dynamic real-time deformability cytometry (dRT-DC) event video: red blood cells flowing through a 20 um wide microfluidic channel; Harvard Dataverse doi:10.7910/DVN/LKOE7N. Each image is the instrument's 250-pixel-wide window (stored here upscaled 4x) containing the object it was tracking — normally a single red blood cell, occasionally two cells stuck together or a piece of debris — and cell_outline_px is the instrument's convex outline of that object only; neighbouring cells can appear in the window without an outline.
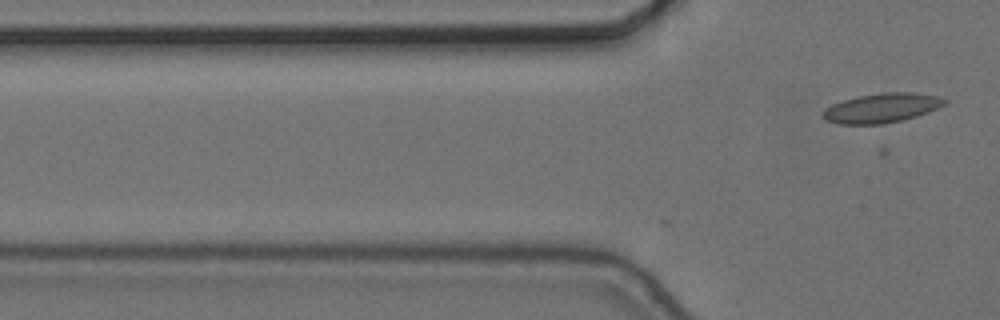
{"species": "common noctule bat (a hibernating species)", "species_latin": "Nyctalus noctula", "temperature_condition": "cold", "stored_images_in_passage": 7, "camera_frame_rate_fps": 3000, "um_per_image_px": 0.085, "animal": {"sex": "female", "body_mass_g": 24.6, "forearm_length_mm": 56.2}, "frame": {"image": 1, "passage_image": 7, "time_ms": 2.0, "image_size_px": [1000, 320], "cell_outline_px": [[948, 100], [944, 104], [928, 112], [916, 116], [884, 124], [836, 124], [824, 120], [820, 116], [824, 108], [832, 104], [844, 100], [860, 96], [884, 92], [912, 92], [940, 96]], "centroid_in_image_um": [74.9, 9.18], "position_along_channel_um": 50.9, "area_um2": 20.92}}